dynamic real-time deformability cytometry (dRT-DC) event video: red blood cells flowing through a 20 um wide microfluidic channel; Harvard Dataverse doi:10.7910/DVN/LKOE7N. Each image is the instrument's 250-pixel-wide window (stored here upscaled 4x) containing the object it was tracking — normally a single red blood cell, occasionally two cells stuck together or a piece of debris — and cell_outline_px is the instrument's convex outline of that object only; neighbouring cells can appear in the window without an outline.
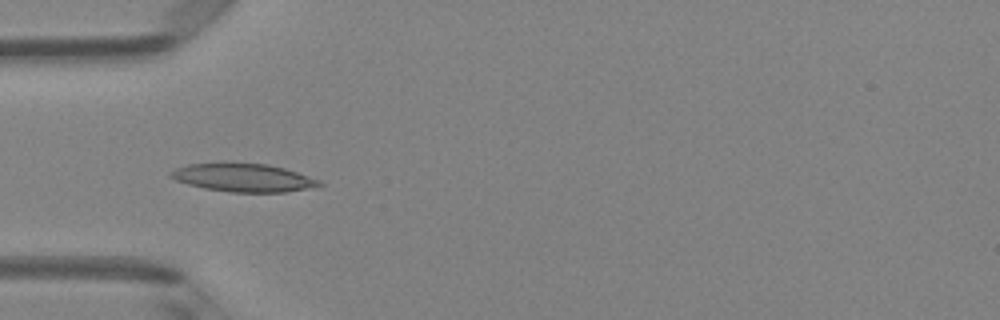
{"species": "Egyptian fruit bat (a non-hibernating species)", "species_latin": "Rousettus aegyptiacus", "temperature_condition": "room temperature", "stored_images_in_passage": 8, "camera_frame_rate_fps": 3000, "um_per_image_px": 0.085, "animal": {"sex": "female"}, "frame": {"image": 1, "passage_image": 5, "time_ms": 1.333, "image_size_px": [1000, 320], "cell_outline_px": [[324, 184], [284, 192], [232, 192], [204, 188], [188, 184], [176, 180], [168, 176], [168, 172], [176, 168], [188, 164], [268, 164], [284, 168], [320, 180]], "centroid_in_image_um": [20.64, 15.11], "position_along_channel_um": 64.4, "area_um2": 23.76}}
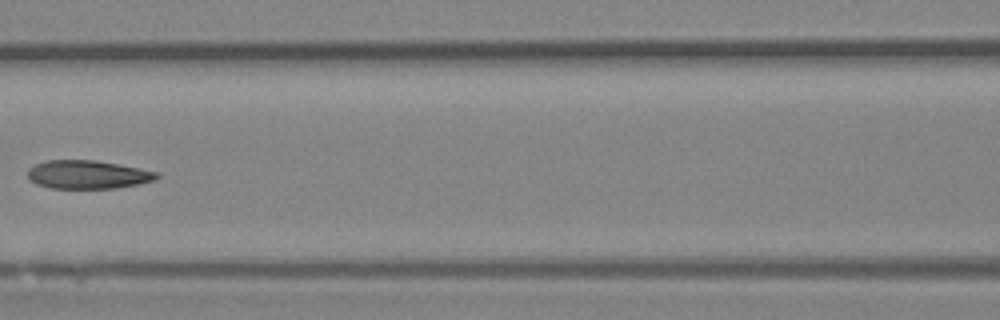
{"frame": {"image": 2, "passage_image": 7, "time_ms": 2.0, "image_size_px": [1000, 320], "cell_outline_px": [[160, 176], [156, 180], [140, 184], [116, 188], [48, 188], [36, 184], [28, 180], [28, 168], [36, 164], [48, 160], [96, 160], [160, 172]], "centroid_in_image_um": [7.47, 14.84], "position_along_channel_um": 159.1, "area_um2": 21.56}}
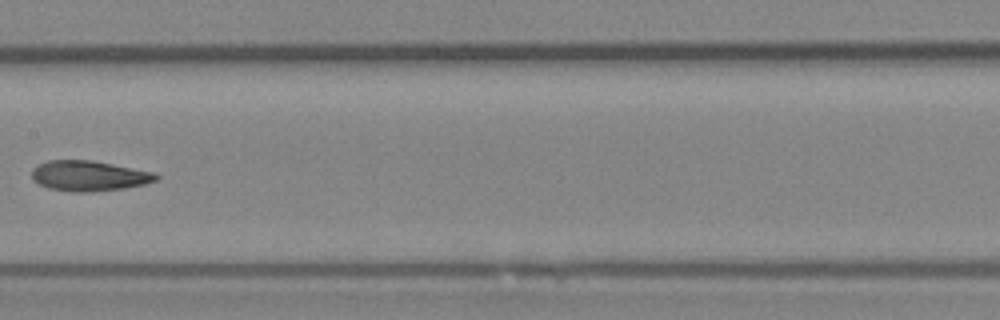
{"frame": {"image": 3, "passage_image": 8, "time_ms": 2.333, "image_size_px": [1000, 320], "cell_outline_px": [[160, 176], [156, 180], [144, 184], [124, 188], [88, 192], [72, 192], [48, 188], [32, 180], [32, 168], [48, 160], [92, 160], [156, 172]], "centroid_in_image_um": [7.57, 14.94], "position_along_channel_um": 199.8, "area_um2": 22.02}}